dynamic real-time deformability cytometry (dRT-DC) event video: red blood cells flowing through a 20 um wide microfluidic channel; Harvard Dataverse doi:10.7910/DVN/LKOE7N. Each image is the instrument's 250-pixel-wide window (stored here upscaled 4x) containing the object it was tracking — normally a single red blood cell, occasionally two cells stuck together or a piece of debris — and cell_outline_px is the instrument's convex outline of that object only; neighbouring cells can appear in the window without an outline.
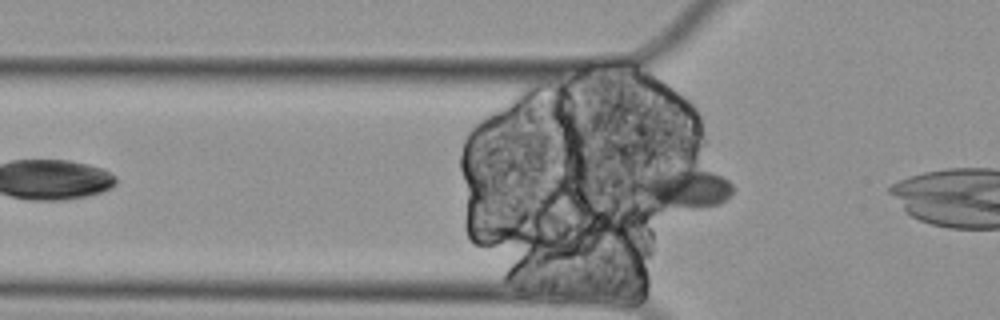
{"species": "Egyptian fruit bat (a non-hibernating species)", "species_latin": "Rousettus aegyptiacus", "temperature_condition": "cold", "stored_images_in_passage": 7, "camera_frame_rate_fps": 3000, "um_per_image_px": 0.085, "animal": {"sex": "female"}, "frame": {"image": 1, "passage_image": 5, "time_ms": 1.333, "image_size_px": [1000, 320], "cell_outline_px": [[732, 192], [720, 204], [692, 208], [660, 208], [628, 188], [628, 180], [652, 172], [688, 168], [712, 172], [728, 180], [732, 184]], "centroid_in_image_um": [57.96, 16.01], "position_along_channel_um": 67.8, "area_um2": 22.89}}